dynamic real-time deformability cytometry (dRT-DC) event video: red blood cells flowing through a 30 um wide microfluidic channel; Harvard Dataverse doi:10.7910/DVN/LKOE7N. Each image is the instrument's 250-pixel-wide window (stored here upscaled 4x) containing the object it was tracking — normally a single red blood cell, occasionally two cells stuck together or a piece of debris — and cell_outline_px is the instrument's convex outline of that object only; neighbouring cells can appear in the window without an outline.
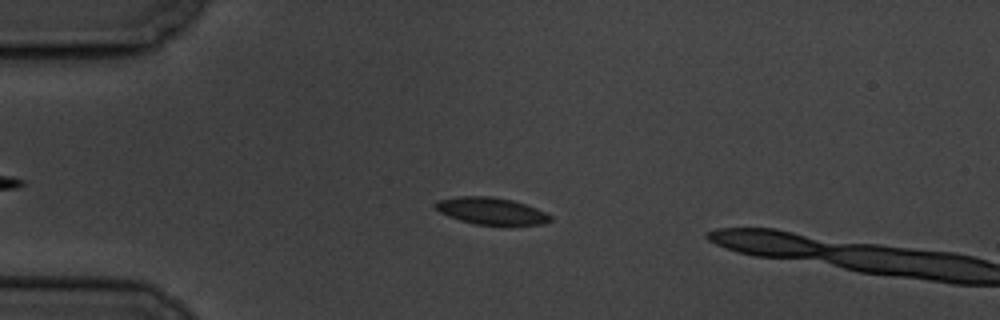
{"species": "common noctule bat (a hibernating species)", "species_latin": "Nyctalus noctula", "temperature_condition": "cold", "stored_images_in_passage": 4, "camera_frame_rate_fps": 3000, "um_per_image_px": 0.085, "animal": {"sex": "male", "body_mass_g": 19.5, "forearm_length_mm": 54.6}, "frame": {"image": 1, "passage_image": 2, "time_ms": 1.333, "image_size_px": [1000, 320], "cell_outline_px": [[552, 220], [544, 224], [500, 228], [476, 224], [460, 220], [448, 216], [440, 212], [432, 204], [436, 200], [460, 196], [492, 196], [512, 200], [536, 208], [552, 216]], "centroid_in_image_um": [41.79, 17.98], "position_along_channel_um": 43.2, "area_um2": 18.84}}